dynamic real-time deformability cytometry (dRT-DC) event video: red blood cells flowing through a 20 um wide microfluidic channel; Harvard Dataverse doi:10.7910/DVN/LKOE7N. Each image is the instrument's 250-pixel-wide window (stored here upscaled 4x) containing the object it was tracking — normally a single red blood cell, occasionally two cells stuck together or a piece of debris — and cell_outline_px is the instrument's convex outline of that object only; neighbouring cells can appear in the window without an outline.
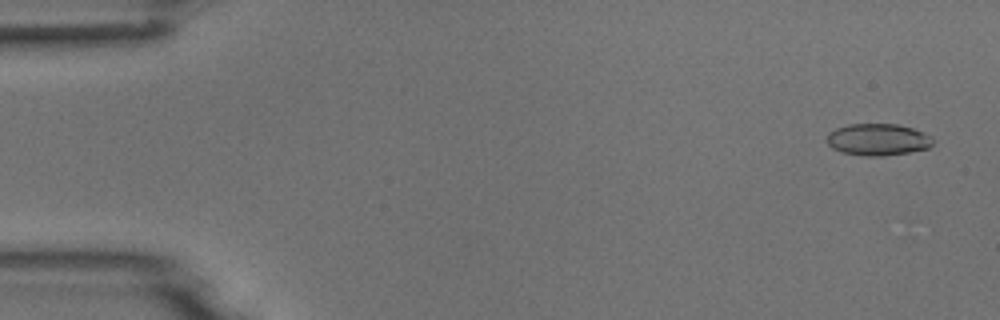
{"species": "common noctule bat (a hibernating species)", "species_latin": "Nyctalus noctula", "temperature_condition": "room temperature", "stored_images_in_passage": 21, "camera_frame_rate_fps": 3000, "um_per_image_px": 0.085, "animal": {"sex": "male", "body_mass_g": 18.8}, "frame": {"image": 1, "passage_image": 3, "time_ms": 0.667, "image_size_px": [1000, 320], "cell_outline_px": [[936, 140], [928, 148], [908, 152], [884, 156], [868, 156], [840, 152], [832, 148], [824, 140], [828, 132], [836, 128], [848, 124], [896, 124], [912, 128], [932, 136]], "centroid_in_image_um": [74.59, 11.86], "position_along_channel_um": 10.4, "area_um2": 19.88}}
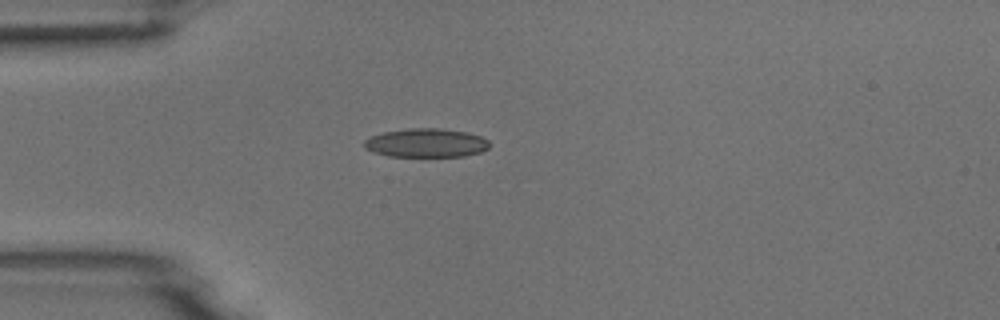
{"frame": {"image": 2, "passage_image": 15, "time_ms": 4.667, "image_size_px": [1000, 320], "cell_outline_px": [[488, 148], [480, 152], [464, 156], [388, 156], [372, 152], [364, 148], [364, 140], [372, 136], [384, 132], [408, 128], [440, 128], [468, 132], [480, 136], [488, 140]], "centroid_in_image_um": [36.2, 12.14], "position_along_channel_um": 48.8, "area_um2": 20.98}}
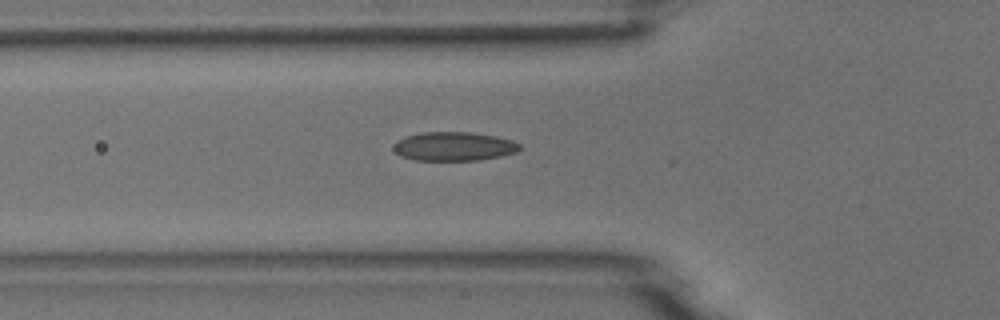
{"frame": {"image": 3, "passage_image": 19, "time_ms": 6.0, "image_size_px": [1000, 320], "cell_outline_px": [[524, 148], [516, 152], [500, 156], [480, 160], [416, 160], [400, 156], [392, 148], [404, 136], [420, 132], [472, 132], [496, 136], [512, 140], [520, 144]], "centroid_in_image_um": [38.62, 12.44], "position_along_channel_um": 87.2, "area_um2": 21.33}}